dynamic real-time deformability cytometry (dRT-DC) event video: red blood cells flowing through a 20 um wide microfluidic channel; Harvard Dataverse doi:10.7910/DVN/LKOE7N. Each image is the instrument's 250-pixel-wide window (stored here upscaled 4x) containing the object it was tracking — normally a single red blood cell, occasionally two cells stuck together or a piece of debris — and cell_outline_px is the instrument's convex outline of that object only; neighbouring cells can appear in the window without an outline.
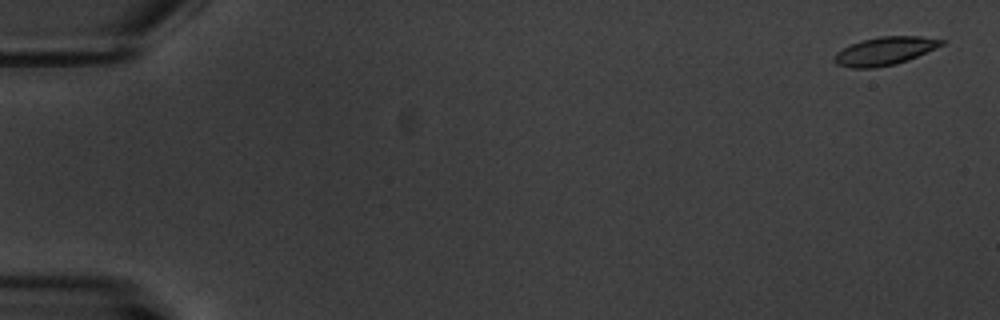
{"species": "common noctule bat (a hibernating species)", "species_latin": "Nyctalus noctula", "temperature_condition": "warm", "stored_images_in_passage": 6, "camera_frame_rate_fps": 3000, "um_per_image_px": 0.085, "animal": {"sex": "male", "body_mass_g": 20.1, "forearm_length_mm": 53.5}, "frame": {"image": 1, "passage_image": 1, "time_ms": 0.0, "image_size_px": [1000, 320], "cell_outline_px": [[948, 40], [944, 44], [936, 48], [908, 60], [896, 64], [876, 68], [852, 68], [836, 64], [832, 60], [832, 56], [836, 52], [860, 40], [880, 36], [920, 36]], "centroid_in_image_um": [75.2, 4.34], "position_along_channel_um": 9.8, "area_um2": 17.8}}